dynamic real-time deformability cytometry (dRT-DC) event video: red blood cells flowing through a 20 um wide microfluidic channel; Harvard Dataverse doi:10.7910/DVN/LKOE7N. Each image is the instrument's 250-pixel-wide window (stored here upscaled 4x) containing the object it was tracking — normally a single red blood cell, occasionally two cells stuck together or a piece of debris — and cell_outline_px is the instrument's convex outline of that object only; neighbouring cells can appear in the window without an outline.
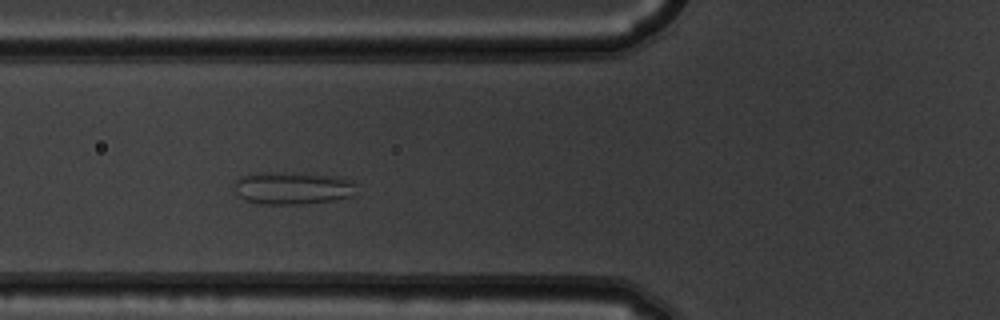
{"species": "common noctule bat (a hibernating species)", "species_latin": "Nyctalus noctula", "temperature_condition": "warm", "stored_images_in_passage": 11, "camera_frame_rate_fps": 3000, "um_per_image_px": 0.085, "animal": {"sex": "male", "body_mass_g": 19.5, "forearm_length_mm": 54.6}, "frame": {"image": 1, "passage_image": 7, "time_ms": 2.0, "image_size_px": [1000, 320], "cell_outline_px": [[356, 184], [352, 196], [336, 200], [300, 204], [260, 204], [244, 200], [236, 192], [236, 180], [240, 176], [256, 172], [260, 172], [332, 176], [356, 180]], "centroid_in_image_um": [24.87, 16.0], "position_along_channel_um": 100.9, "area_um2": 22.95}}